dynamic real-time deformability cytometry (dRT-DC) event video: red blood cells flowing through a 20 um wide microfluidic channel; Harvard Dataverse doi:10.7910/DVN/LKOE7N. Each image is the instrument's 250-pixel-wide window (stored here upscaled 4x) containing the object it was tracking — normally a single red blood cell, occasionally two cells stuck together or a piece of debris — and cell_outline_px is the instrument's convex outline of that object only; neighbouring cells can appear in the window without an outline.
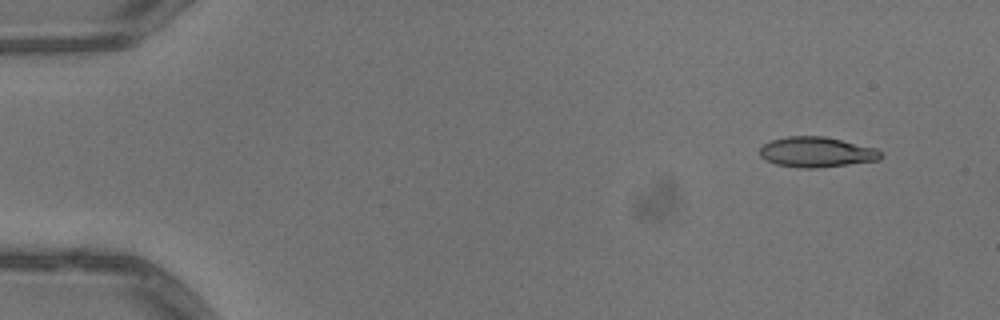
{"species": "common noctule bat (a hibernating species)", "species_latin": "Nyctalus noctula", "temperature_condition": "warm", "stored_images_in_passage": 4, "camera_frame_rate_fps": 3000, "um_per_image_px": 0.085, "animal": {"sex": "male", "body_mass_g": 13.3}, "frame": {"image": 1, "passage_image": 1, "time_ms": 0.0, "image_size_px": [1000, 320], "cell_outline_px": [[880, 160], [820, 168], [800, 168], [776, 164], [764, 160], [760, 156], [760, 148], [764, 144], [772, 140], [788, 136], [824, 136], [876, 148], [880, 152]], "centroid_in_image_um": [69.38, 12.93], "position_along_channel_um": 15.6, "area_um2": 21.33}}
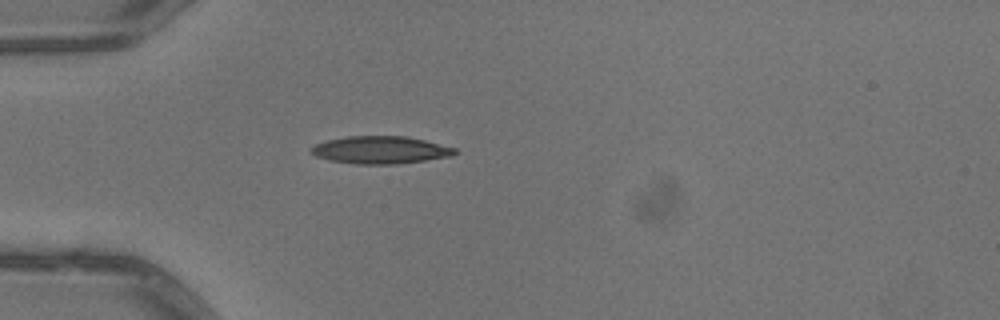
{"frame": {"image": 2, "passage_image": 4, "time_ms": 1.0, "image_size_px": [1000, 320], "cell_outline_px": [[460, 152], [452, 156], [396, 164], [356, 164], [328, 160], [316, 156], [308, 152], [316, 144], [328, 140], [348, 136], [408, 136], [456, 148]], "centroid_in_image_um": [32.35, 12.75], "position_along_channel_um": 52.6, "area_um2": 23.06}}